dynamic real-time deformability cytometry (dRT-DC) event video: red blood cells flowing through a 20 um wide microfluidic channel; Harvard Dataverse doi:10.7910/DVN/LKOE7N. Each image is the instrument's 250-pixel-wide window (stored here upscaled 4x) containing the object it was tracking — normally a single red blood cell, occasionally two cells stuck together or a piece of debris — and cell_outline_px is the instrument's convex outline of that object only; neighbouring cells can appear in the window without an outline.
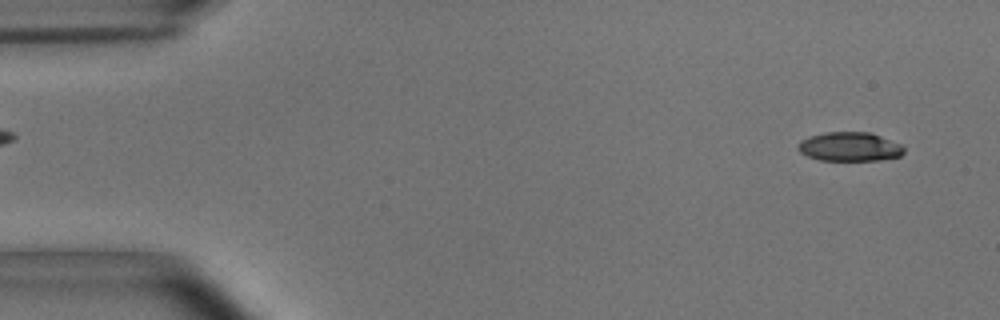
{"species": "common noctule bat (a hibernating species)", "species_latin": "Nyctalus noctula", "temperature_condition": "room temperature", "stored_images_in_passage": 53, "camera_frame_rate_fps": 3000, "um_per_image_px": 0.085, "animal": {"sex": "male", "body_mass_g": 15.6}, "frame": {"image": 1, "passage_image": 3, "time_ms": 0.667, "image_size_px": [1000, 320], "cell_outline_px": [[904, 152], [900, 156], [880, 160], [820, 160], [808, 156], [800, 152], [796, 148], [796, 144], [800, 140], [808, 136], [824, 132], [872, 132], [900, 144], [904, 148]], "centroid_in_image_um": [72.18, 12.46], "position_along_channel_um": 12.8, "area_um2": 18.09}}
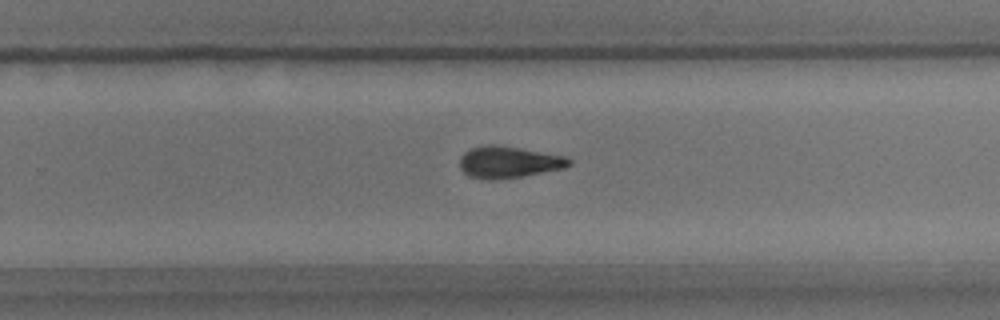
{"frame": {"image": 2, "passage_image": 34, "time_ms": 11.0, "image_size_px": [1000, 320], "cell_outline_px": [[572, 164], [564, 168], [520, 176], [488, 180], [468, 176], [460, 168], [460, 156], [464, 152], [472, 148], [488, 144], [492, 144], [568, 156], [572, 160]], "centroid_in_image_um": [43.24, 13.77], "position_along_channel_um": 286.6, "area_um2": 20.0}}
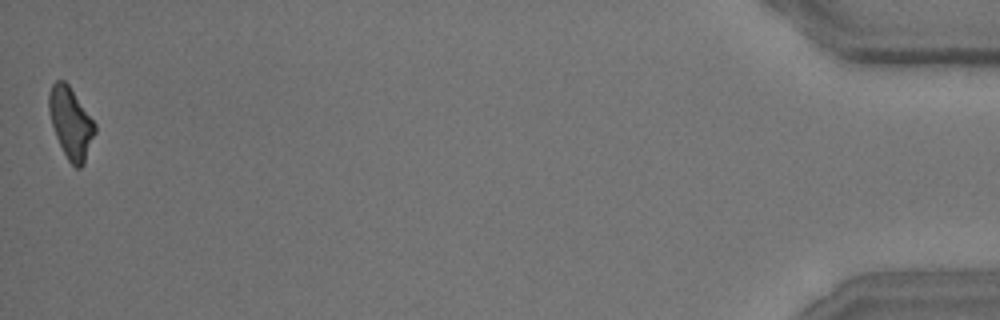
{"frame": {"image": 3, "passage_image": 53, "time_ms": 17.333, "image_size_px": [1000, 320], "cell_outline_px": [[96, 132], [84, 164], [80, 168], [76, 168], [68, 160], [56, 136], [52, 124], [48, 108], [48, 92], [52, 84], [56, 80], [64, 80], [68, 84], [96, 124]], "centroid_in_image_um": [6.02, 10.44], "position_along_channel_um": 429.2, "area_um2": 18.96}, "authors_computed_cell_mechanics": {"area_um2": 19.5364, "velocity_mm_per_s": 3.7109, "shape_relaxation_time_tau1_ms": 5.5456, "shape_relaxation_time_tau2_ms": 3.4, "deformation_change_tau1": 0.1824, "deformation_change_tau2": 0.1219}}